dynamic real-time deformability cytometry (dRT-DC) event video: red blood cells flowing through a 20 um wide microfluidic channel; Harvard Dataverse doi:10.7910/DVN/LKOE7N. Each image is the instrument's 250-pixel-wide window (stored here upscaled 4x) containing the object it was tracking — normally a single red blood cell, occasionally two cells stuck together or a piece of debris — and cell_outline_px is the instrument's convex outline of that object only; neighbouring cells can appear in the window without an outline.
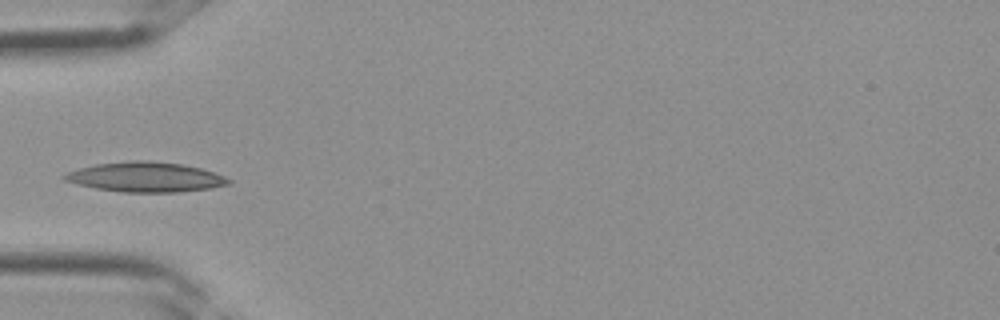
{"species": "Egyptian fruit bat (a non-hibernating species)", "species_latin": "Rousettus aegyptiacus", "temperature_condition": "room temperature", "stored_images_in_passage": 3, "camera_frame_rate_fps": 3000, "um_per_image_px": 0.085, "frame": {"image": 1, "passage_image": 3, "time_ms": 0.667, "image_size_px": [1000, 320], "cell_outline_px": [[232, 184], [212, 188], [176, 192], [124, 192], [96, 188], [76, 184], [64, 180], [60, 176], [68, 172], [80, 168], [96, 164], [132, 160], [148, 160], [184, 164], [200, 168], [224, 176], [232, 180]], "centroid_in_image_um": [12.39, 15.04], "position_along_channel_um": 72.6, "area_um2": 28.61}}